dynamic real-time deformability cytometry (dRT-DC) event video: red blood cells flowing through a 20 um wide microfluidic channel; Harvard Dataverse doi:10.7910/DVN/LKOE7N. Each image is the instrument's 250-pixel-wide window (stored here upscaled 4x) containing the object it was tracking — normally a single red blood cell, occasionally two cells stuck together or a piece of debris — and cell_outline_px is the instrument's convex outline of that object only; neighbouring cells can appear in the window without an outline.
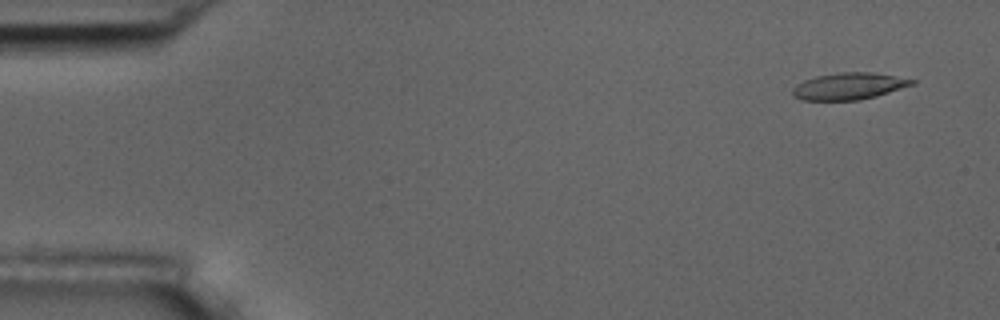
{"species": "common noctule bat (a hibernating species)", "species_latin": "Nyctalus noctula", "temperature_condition": "room temperature", "stored_images_in_passage": 10, "camera_frame_rate_fps": 3000, "um_per_image_px": 0.085, "animal": {"sex": "male", "body_mass_g": 17.5, "forearm_length_mm": 52.3}, "frame": {"image": 1, "passage_image": 1, "time_ms": 0.0, "image_size_px": [1000, 320], "cell_outline_px": [[916, 84], [876, 96], [860, 100], [800, 100], [792, 96], [792, 88], [796, 84], [804, 80], [816, 76], [840, 72], [872, 72], [916, 80]], "centroid_in_image_um": [72.13, 7.33], "position_along_channel_um": 12.9, "area_um2": 18.73}}
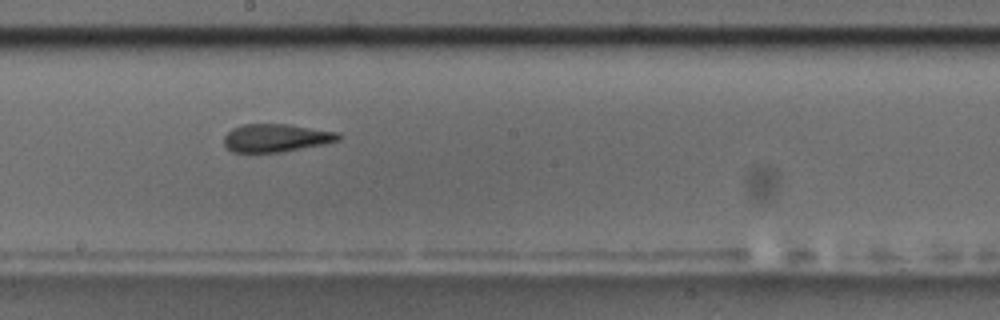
{"frame": {"image": 2, "passage_image": 9, "time_ms": 9.0, "image_size_px": [1000, 320], "cell_outline_px": [[344, 136], [340, 140], [324, 144], [280, 152], [232, 152], [224, 144], [224, 136], [232, 128], [244, 124], [288, 124], [336, 132]], "centroid_in_image_um": [23.47, 11.72], "position_along_channel_um": 224.7, "area_um2": 18.61}}
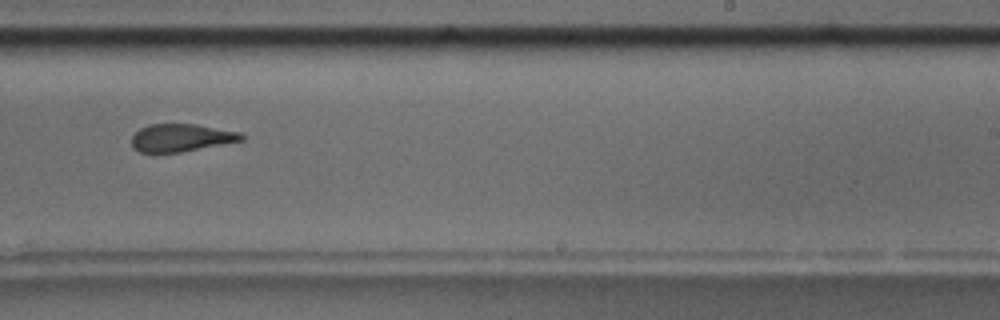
{"frame": {"image": 3, "passage_image": 10, "time_ms": 10.333, "image_size_px": [1000, 320], "cell_outline_px": [[244, 140], [180, 152], [140, 152], [132, 148], [132, 136], [140, 128], [148, 124], [196, 124], [244, 132]], "centroid_in_image_um": [15.43, 11.69], "position_along_channel_um": 273.6, "area_um2": 17.8}}